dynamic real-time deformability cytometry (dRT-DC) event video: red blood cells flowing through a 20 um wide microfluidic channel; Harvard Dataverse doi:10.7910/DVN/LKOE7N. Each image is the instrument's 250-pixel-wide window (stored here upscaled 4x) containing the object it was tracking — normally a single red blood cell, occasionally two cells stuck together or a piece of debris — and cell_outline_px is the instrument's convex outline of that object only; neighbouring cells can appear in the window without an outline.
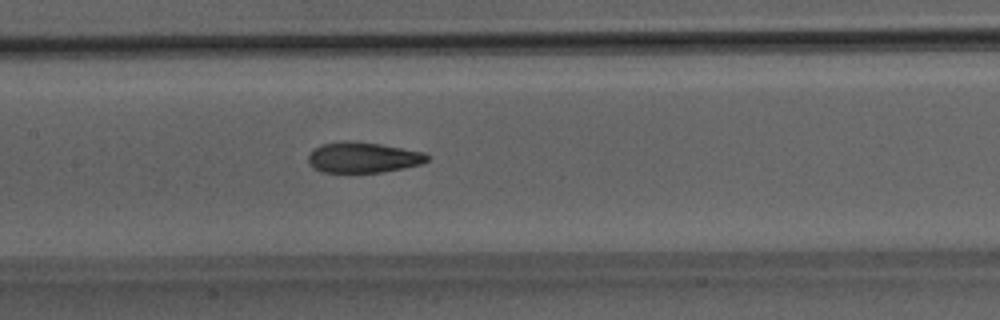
{"species": "Egyptian fruit bat (a non-hibernating species)", "species_latin": "Rousettus aegyptiacus", "temperature_condition": "room temperature", "stored_images_in_passage": 37, "camera_frame_rate_fps": 3000, "um_per_image_px": 0.085, "animal": {"sex": "male"}, "frame": {"image": 1, "passage_image": 16, "time_ms": 5.0, "image_size_px": [1000, 320], "cell_outline_px": [[428, 160], [420, 164], [404, 168], [384, 172], [320, 172], [312, 168], [308, 164], [308, 152], [320, 144], [348, 140], [380, 144], [424, 152], [428, 156]], "centroid_in_image_um": [30.8, 13.38], "position_along_channel_um": 176.6, "area_um2": 21.39}}
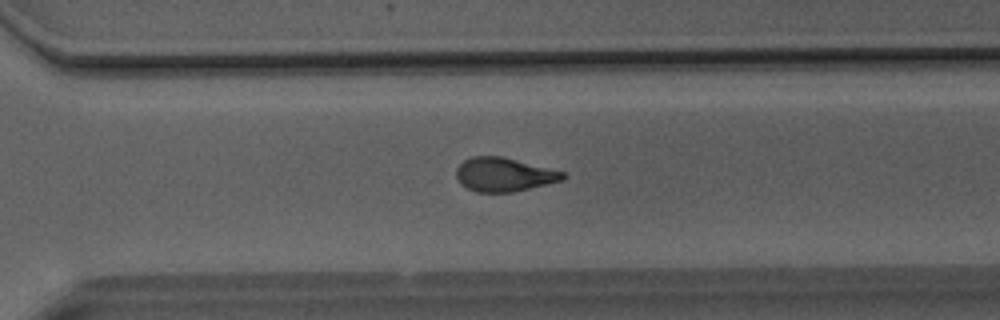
{"frame": {"image": 2, "passage_image": 27, "time_ms": 8.667, "image_size_px": [1000, 320], "cell_outline_px": [[568, 176], [560, 180], [512, 192], [476, 192], [460, 184], [456, 176], [456, 168], [464, 160], [472, 156], [500, 156], [564, 172]], "centroid_in_image_um": [42.78, 14.83], "position_along_channel_um": 327.8, "area_um2": 20.63}}
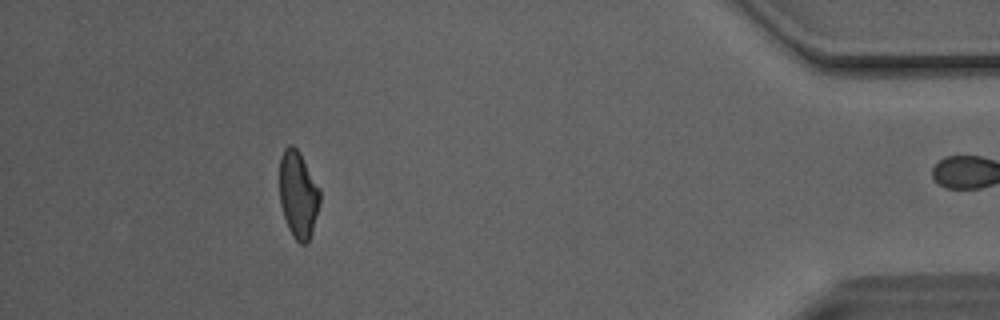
{"frame": {"image": 3, "passage_image": 37, "time_ms": 12.0, "image_size_px": [1000, 320], "cell_outline_px": [[320, 204], [312, 232], [308, 244], [300, 244], [292, 236], [288, 228], [280, 204], [280, 156], [284, 148], [288, 144], [292, 144], [300, 152], [320, 188]], "centroid_in_image_um": [25.35, 16.53], "position_along_channel_um": 409.8, "area_um2": 20.75}, "authors_computed_cell_mechanics": {"area_um2": 21.4438, "velocity_mm_per_s": 4.139, "shape_relaxation_time_tau1_ms": 5.8832, "shape_relaxation_time_tau2_ms": 2.1136, "deformation_change_tau1": 0.1693, "deformation_change_tau2": 0.0907}}